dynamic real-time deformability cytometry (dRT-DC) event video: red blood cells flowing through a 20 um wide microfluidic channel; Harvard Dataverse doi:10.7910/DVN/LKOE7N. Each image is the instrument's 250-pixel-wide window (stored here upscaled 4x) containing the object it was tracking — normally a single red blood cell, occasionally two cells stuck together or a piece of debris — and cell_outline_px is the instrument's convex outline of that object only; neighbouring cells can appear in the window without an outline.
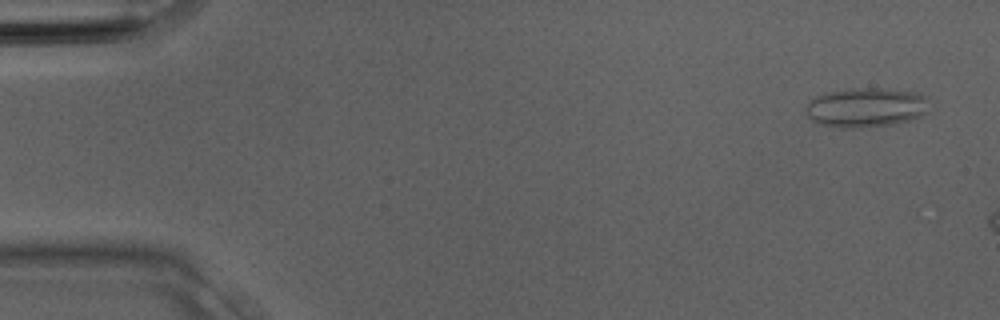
{"species": "Egyptian fruit bat (a non-hibernating species)", "species_latin": "Rousettus aegyptiacus", "temperature_condition": "room temperature", "stored_images_in_passage": 2, "camera_frame_rate_fps": 3000, "um_per_image_px": 0.085, "animal": {"sex": "male"}, "frame": {"image": 1, "passage_image": 1, "time_ms": 0.0, "image_size_px": [1000, 320], "cell_outline_px": [[928, 112], [920, 116], [908, 120], [892, 124], [860, 128], [840, 128], [816, 124], [804, 112], [804, 104], [816, 96], [824, 92], [852, 88], [884, 88], [920, 92], [928, 96]], "centroid_in_image_um": [73.58, 9.12], "position_along_channel_um": 11.4, "area_um2": 29.13}}